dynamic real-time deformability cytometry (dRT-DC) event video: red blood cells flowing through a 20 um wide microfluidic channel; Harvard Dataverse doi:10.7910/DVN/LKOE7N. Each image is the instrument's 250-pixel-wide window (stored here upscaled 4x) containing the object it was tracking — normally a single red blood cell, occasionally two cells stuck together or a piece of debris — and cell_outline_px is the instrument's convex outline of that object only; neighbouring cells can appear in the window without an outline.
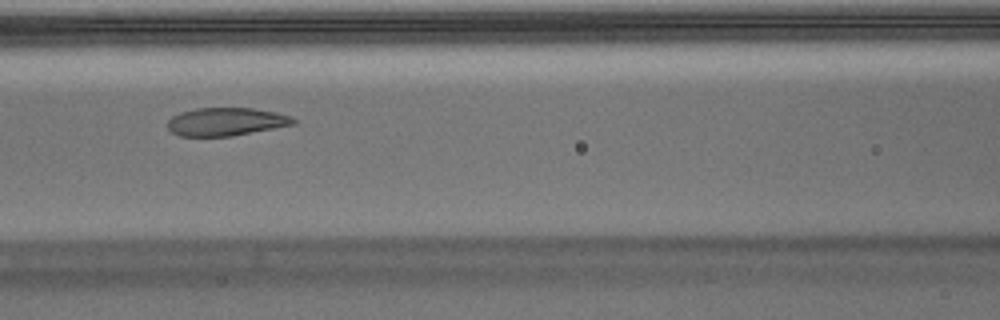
{"species": "Egyptian fruit bat (a non-hibernating species)", "species_latin": "Rousettus aegyptiacus", "temperature_condition": "warm", "stored_images_in_passage": 42, "camera_frame_rate_fps": 3000, "um_per_image_px": 0.085, "animal": {"sex": "male"}, "frame": {"image": 1, "passage_image": 11, "time_ms": 3.333, "image_size_px": [1000, 320], "cell_outline_px": [[296, 124], [232, 136], [180, 136], [172, 132], [168, 128], [168, 120], [172, 116], [180, 112], [196, 108], [252, 108], [276, 112], [292, 116], [296, 120]], "centroid_in_image_um": [19.23, 10.34], "position_along_channel_um": 147.4, "area_um2": 20.63}}
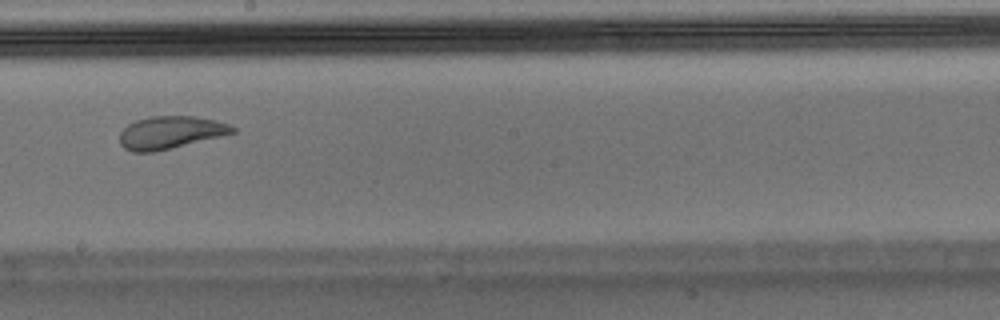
{"frame": {"image": 2, "passage_image": 18, "time_ms": 5.667, "image_size_px": [1000, 320], "cell_outline_px": [[236, 132], [156, 152], [132, 152], [124, 148], [120, 144], [120, 132], [128, 124], [136, 120], [148, 116], [196, 116], [228, 124], [236, 128]], "centroid_in_image_um": [14.44, 11.26], "position_along_channel_um": 233.8, "area_um2": 21.39}}
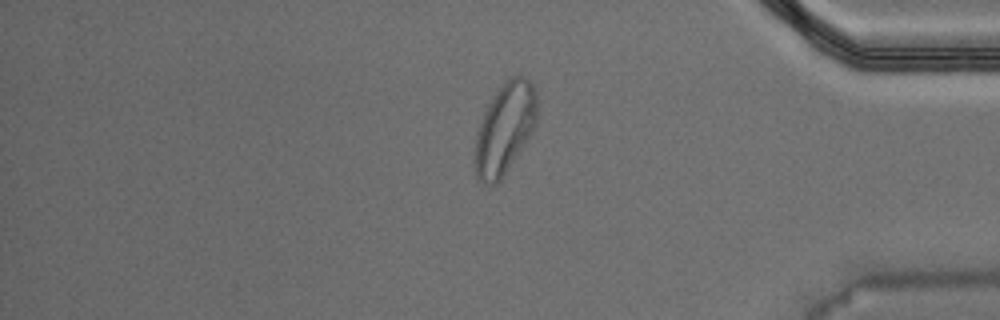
{"frame": {"image": 3, "passage_image": 33, "time_ms": 10.667, "image_size_px": [1000, 320], "cell_outline_px": [[536, 124], [532, 132], [504, 176], [496, 184], [484, 184], [476, 176], [472, 160], [476, 132], [484, 112], [488, 104], [504, 80], [512, 76], [524, 76], [532, 84], [536, 92]], "centroid_in_image_um": [42.87, 10.96], "position_along_channel_um": 392.3, "area_um2": 33.18}, "authors_computed_cell_mechanics": {"area_um2": 23.3223, "velocity_mm_per_s": 3.7089, "shape_relaxation_time_tau1_ms": 7.4235, "shape_relaxation_time_tau2_ms": 1.1465, "deformation_change_tau1": 0.222, "deformation_change_tau2": 0.0757}}